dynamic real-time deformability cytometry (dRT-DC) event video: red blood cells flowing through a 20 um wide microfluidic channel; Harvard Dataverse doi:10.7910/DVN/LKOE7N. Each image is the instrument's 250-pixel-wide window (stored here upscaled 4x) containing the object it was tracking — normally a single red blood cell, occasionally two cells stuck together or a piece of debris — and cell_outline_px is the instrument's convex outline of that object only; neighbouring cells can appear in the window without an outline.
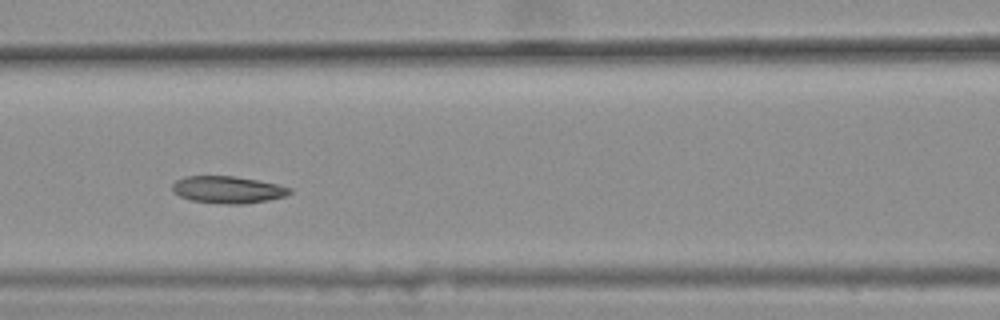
{"species": "common noctule bat (a hibernating species)", "species_latin": "Nyctalus noctula", "temperature_condition": "warm", "stored_images_in_passage": 12, "camera_frame_rate_fps": 3000, "um_per_image_px": 0.085, "animal": {"sex": "female", "body_mass_g": 25.1}, "frame": {"image": 1, "passage_image": 6, "time_ms": 1.667, "image_size_px": [1000, 320], "cell_outline_px": [[292, 192], [284, 196], [268, 200], [244, 204], [228, 204], [192, 200], [180, 196], [172, 192], [172, 184], [176, 180], [184, 176], [232, 176], [256, 180], [276, 184], [292, 188]], "centroid_in_image_um": [19.34, 16.12], "position_along_channel_um": 147.3, "area_um2": 18.38}}
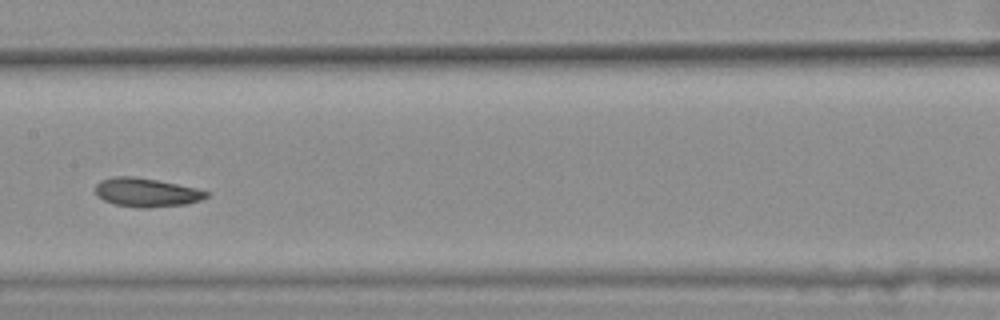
{"frame": {"image": 2, "passage_image": 7, "time_ms": 2.0, "image_size_px": [1000, 320], "cell_outline_px": [[208, 196], [200, 200], [184, 204], [148, 208], [140, 208], [116, 204], [104, 200], [96, 196], [96, 184], [100, 180], [112, 176], [132, 176], [156, 180], [196, 188], [208, 192]], "centroid_in_image_um": [12.4, 16.35], "position_along_channel_um": 195.0, "area_um2": 18.44}}
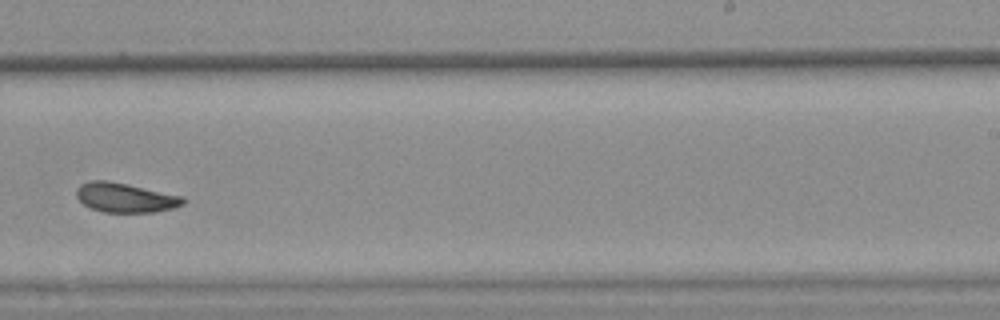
{"frame": {"image": 3, "passage_image": 9, "time_ms": 2.667, "image_size_px": [1000, 320], "cell_outline_px": [[184, 204], [172, 208], [156, 212], [104, 212], [92, 208], [84, 204], [76, 196], [76, 188], [80, 184], [88, 180], [108, 180], [184, 196]], "centroid_in_image_um": [10.63, 16.78], "position_along_channel_um": 278.4, "area_um2": 18.32}}